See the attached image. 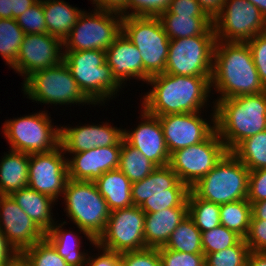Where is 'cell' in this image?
I'll use <instances>...</instances> for the list:
<instances>
[{"instance_id": "cell-38", "label": "cell", "mask_w": 266, "mask_h": 266, "mask_svg": "<svg viewBox=\"0 0 266 266\" xmlns=\"http://www.w3.org/2000/svg\"><path fill=\"white\" fill-rule=\"evenodd\" d=\"M250 248L245 239L242 238L232 247L207 254L205 256L206 266H247Z\"/></svg>"}, {"instance_id": "cell-27", "label": "cell", "mask_w": 266, "mask_h": 266, "mask_svg": "<svg viewBox=\"0 0 266 266\" xmlns=\"http://www.w3.org/2000/svg\"><path fill=\"white\" fill-rule=\"evenodd\" d=\"M159 19L170 40L196 35H215L210 16L177 15L166 10Z\"/></svg>"}, {"instance_id": "cell-44", "label": "cell", "mask_w": 266, "mask_h": 266, "mask_svg": "<svg viewBox=\"0 0 266 266\" xmlns=\"http://www.w3.org/2000/svg\"><path fill=\"white\" fill-rule=\"evenodd\" d=\"M120 266H161L156 248H145L120 254Z\"/></svg>"}, {"instance_id": "cell-21", "label": "cell", "mask_w": 266, "mask_h": 266, "mask_svg": "<svg viewBox=\"0 0 266 266\" xmlns=\"http://www.w3.org/2000/svg\"><path fill=\"white\" fill-rule=\"evenodd\" d=\"M122 140L117 145L95 147L67 158L68 179L95 182L103 173L118 169Z\"/></svg>"}, {"instance_id": "cell-45", "label": "cell", "mask_w": 266, "mask_h": 266, "mask_svg": "<svg viewBox=\"0 0 266 266\" xmlns=\"http://www.w3.org/2000/svg\"><path fill=\"white\" fill-rule=\"evenodd\" d=\"M257 68L260 80L266 88V31L246 41Z\"/></svg>"}, {"instance_id": "cell-28", "label": "cell", "mask_w": 266, "mask_h": 266, "mask_svg": "<svg viewBox=\"0 0 266 266\" xmlns=\"http://www.w3.org/2000/svg\"><path fill=\"white\" fill-rule=\"evenodd\" d=\"M95 184L99 193L104 197L111 211L127 208L133 205L131 197L132 182L119 170L103 173Z\"/></svg>"}, {"instance_id": "cell-10", "label": "cell", "mask_w": 266, "mask_h": 266, "mask_svg": "<svg viewBox=\"0 0 266 266\" xmlns=\"http://www.w3.org/2000/svg\"><path fill=\"white\" fill-rule=\"evenodd\" d=\"M86 12L83 10L77 23L63 40V51H106L122 32V15L97 9Z\"/></svg>"}, {"instance_id": "cell-51", "label": "cell", "mask_w": 266, "mask_h": 266, "mask_svg": "<svg viewBox=\"0 0 266 266\" xmlns=\"http://www.w3.org/2000/svg\"><path fill=\"white\" fill-rule=\"evenodd\" d=\"M17 254L0 229V266H6Z\"/></svg>"}, {"instance_id": "cell-25", "label": "cell", "mask_w": 266, "mask_h": 266, "mask_svg": "<svg viewBox=\"0 0 266 266\" xmlns=\"http://www.w3.org/2000/svg\"><path fill=\"white\" fill-rule=\"evenodd\" d=\"M11 196L44 233H47L56 223L51 211L58 200L55 201L50 196L39 193L28 186L13 192Z\"/></svg>"}, {"instance_id": "cell-52", "label": "cell", "mask_w": 266, "mask_h": 266, "mask_svg": "<svg viewBox=\"0 0 266 266\" xmlns=\"http://www.w3.org/2000/svg\"><path fill=\"white\" fill-rule=\"evenodd\" d=\"M39 0H11L12 18L15 19Z\"/></svg>"}, {"instance_id": "cell-8", "label": "cell", "mask_w": 266, "mask_h": 266, "mask_svg": "<svg viewBox=\"0 0 266 266\" xmlns=\"http://www.w3.org/2000/svg\"><path fill=\"white\" fill-rule=\"evenodd\" d=\"M122 32L142 56L145 83L150 77L164 73L170 39L159 17H123Z\"/></svg>"}, {"instance_id": "cell-56", "label": "cell", "mask_w": 266, "mask_h": 266, "mask_svg": "<svg viewBox=\"0 0 266 266\" xmlns=\"http://www.w3.org/2000/svg\"><path fill=\"white\" fill-rule=\"evenodd\" d=\"M11 0H0V19H11Z\"/></svg>"}, {"instance_id": "cell-17", "label": "cell", "mask_w": 266, "mask_h": 266, "mask_svg": "<svg viewBox=\"0 0 266 266\" xmlns=\"http://www.w3.org/2000/svg\"><path fill=\"white\" fill-rule=\"evenodd\" d=\"M63 41L48 33L25 34L12 69L25 80L32 73L63 61ZM24 76V77H23Z\"/></svg>"}, {"instance_id": "cell-58", "label": "cell", "mask_w": 266, "mask_h": 266, "mask_svg": "<svg viewBox=\"0 0 266 266\" xmlns=\"http://www.w3.org/2000/svg\"><path fill=\"white\" fill-rule=\"evenodd\" d=\"M256 6L266 18V0H246Z\"/></svg>"}, {"instance_id": "cell-36", "label": "cell", "mask_w": 266, "mask_h": 266, "mask_svg": "<svg viewBox=\"0 0 266 266\" xmlns=\"http://www.w3.org/2000/svg\"><path fill=\"white\" fill-rule=\"evenodd\" d=\"M24 35L16 19H0V55L9 67L16 62Z\"/></svg>"}, {"instance_id": "cell-4", "label": "cell", "mask_w": 266, "mask_h": 266, "mask_svg": "<svg viewBox=\"0 0 266 266\" xmlns=\"http://www.w3.org/2000/svg\"><path fill=\"white\" fill-rule=\"evenodd\" d=\"M66 216L93 246L104 232L110 210L92 181L68 179L62 195Z\"/></svg>"}, {"instance_id": "cell-22", "label": "cell", "mask_w": 266, "mask_h": 266, "mask_svg": "<svg viewBox=\"0 0 266 266\" xmlns=\"http://www.w3.org/2000/svg\"><path fill=\"white\" fill-rule=\"evenodd\" d=\"M105 54L106 63L111 68L112 75L122 88L128 80L130 81L133 78L145 82L142 56L138 48L123 32L116 37L115 41L105 51Z\"/></svg>"}, {"instance_id": "cell-46", "label": "cell", "mask_w": 266, "mask_h": 266, "mask_svg": "<svg viewBox=\"0 0 266 266\" xmlns=\"http://www.w3.org/2000/svg\"><path fill=\"white\" fill-rule=\"evenodd\" d=\"M244 239L251 251L266 252V220H257L252 216Z\"/></svg>"}, {"instance_id": "cell-20", "label": "cell", "mask_w": 266, "mask_h": 266, "mask_svg": "<svg viewBox=\"0 0 266 266\" xmlns=\"http://www.w3.org/2000/svg\"><path fill=\"white\" fill-rule=\"evenodd\" d=\"M141 122L134 130L123 131L124 140L140 151L157 167L169 165L170 153L166 147L164 133L157 116L141 108Z\"/></svg>"}, {"instance_id": "cell-1", "label": "cell", "mask_w": 266, "mask_h": 266, "mask_svg": "<svg viewBox=\"0 0 266 266\" xmlns=\"http://www.w3.org/2000/svg\"><path fill=\"white\" fill-rule=\"evenodd\" d=\"M151 85L142 98V108L154 116L201 112L207 107L211 77L180 76L162 73L146 82Z\"/></svg>"}, {"instance_id": "cell-16", "label": "cell", "mask_w": 266, "mask_h": 266, "mask_svg": "<svg viewBox=\"0 0 266 266\" xmlns=\"http://www.w3.org/2000/svg\"><path fill=\"white\" fill-rule=\"evenodd\" d=\"M61 145L52 151L29 155L28 187L55 201L68 180L67 157Z\"/></svg>"}, {"instance_id": "cell-48", "label": "cell", "mask_w": 266, "mask_h": 266, "mask_svg": "<svg viewBox=\"0 0 266 266\" xmlns=\"http://www.w3.org/2000/svg\"><path fill=\"white\" fill-rule=\"evenodd\" d=\"M168 11L177 15L209 16L197 0H172Z\"/></svg>"}, {"instance_id": "cell-9", "label": "cell", "mask_w": 266, "mask_h": 266, "mask_svg": "<svg viewBox=\"0 0 266 266\" xmlns=\"http://www.w3.org/2000/svg\"><path fill=\"white\" fill-rule=\"evenodd\" d=\"M50 118L46 111H40L6 120L2 133L9 148L29 155L57 148L60 145V127L52 125Z\"/></svg>"}, {"instance_id": "cell-42", "label": "cell", "mask_w": 266, "mask_h": 266, "mask_svg": "<svg viewBox=\"0 0 266 266\" xmlns=\"http://www.w3.org/2000/svg\"><path fill=\"white\" fill-rule=\"evenodd\" d=\"M171 2L172 0H128L127 17H159L169 9Z\"/></svg>"}, {"instance_id": "cell-31", "label": "cell", "mask_w": 266, "mask_h": 266, "mask_svg": "<svg viewBox=\"0 0 266 266\" xmlns=\"http://www.w3.org/2000/svg\"><path fill=\"white\" fill-rule=\"evenodd\" d=\"M231 153L241 161L249 171L266 168V131L241 141Z\"/></svg>"}, {"instance_id": "cell-43", "label": "cell", "mask_w": 266, "mask_h": 266, "mask_svg": "<svg viewBox=\"0 0 266 266\" xmlns=\"http://www.w3.org/2000/svg\"><path fill=\"white\" fill-rule=\"evenodd\" d=\"M188 194H157L150 195L140 208L145 213L160 212L167 208L188 207Z\"/></svg>"}, {"instance_id": "cell-29", "label": "cell", "mask_w": 266, "mask_h": 266, "mask_svg": "<svg viewBox=\"0 0 266 266\" xmlns=\"http://www.w3.org/2000/svg\"><path fill=\"white\" fill-rule=\"evenodd\" d=\"M45 16L47 33L62 41L68 36L82 9L73 7L64 0H41Z\"/></svg>"}, {"instance_id": "cell-32", "label": "cell", "mask_w": 266, "mask_h": 266, "mask_svg": "<svg viewBox=\"0 0 266 266\" xmlns=\"http://www.w3.org/2000/svg\"><path fill=\"white\" fill-rule=\"evenodd\" d=\"M157 166L140 151L130 146L124 138L118 169L133 183L146 178Z\"/></svg>"}, {"instance_id": "cell-57", "label": "cell", "mask_w": 266, "mask_h": 266, "mask_svg": "<svg viewBox=\"0 0 266 266\" xmlns=\"http://www.w3.org/2000/svg\"><path fill=\"white\" fill-rule=\"evenodd\" d=\"M6 266H30L25 258L18 253Z\"/></svg>"}, {"instance_id": "cell-6", "label": "cell", "mask_w": 266, "mask_h": 266, "mask_svg": "<svg viewBox=\"0 0 266 266\" xmlns=\"http://www.w3.org/2000/svg\"><path fill=\"white\" fill-rule=\"evenodd\" d=\"M249 169L231 152L190 189L204 200L225 204L247 199Z\"/></svg>"}, {"instance_id": "cell-40", "label": "cell", "mask_w": 266, "mask_h": 266, "mask_svg": "<svg viewBox=\"0 0 266 266\" xmlns=\"http://www.w3.org/2000/svg\"><path fill=\"white\" fill-rule=\"evenodd\" d=\"M15 19L25 34L47 33L43 4L41 0Z\"/></svg>"}, {"instance_id": "cell-37", "label": "cell", "mask_w": 266, "mask_h": 266, "mask_svg": "<svg viewBox=\"0 0 266 266\" xmlns=\"http://www.w3.org/2000/svg\"><path fill=\"white\" fill-rule=\"evenodd\" d=\"M20 254L30 266H69L46 238L26 248Z\"/></svg>"}, {"instance_id": "cell-47", "label": "cell", "mask_w": 266, "mask_h": 266, "mask_svg": "<svg viewBox=\"0 0 266 266\" xmlns=\"http://www.w3.org/2000/svg\"><path fill=\"white\" fill-rule=\"evenodd\" d=\"M247 200L250 203L266 200V168L250 171Z\"/></svg>"}, {"instance_id": "cell-23", "label": "cell", "mask_w": 266, "mask_h": 266, "mask_svg": "<svg viewBox=\"0 0 266 266\" xmlns=\"http://www.w3.org/2000/svg\"><path fill=\"white\" fill-rule=\"evenodd\" d=\"M190 188L182 183L169 165L156 167L151 174L132 183L131 197L134 206L140 207L150 195L189 194Z\"/></svg>"}, {"instance_id": "cell-24", "label": "cell", "mask_w": 266, "mask_h": 266, "mask_svg": "<svg viewBox=\"0 0 266 266\" xmlns=\"http://www.w3.org/2000/svg\"><path fill=\"white\" fill-rule=\"evenodd\" d=\"M188 207L145 213L144 239L147 248L164 247L172 232L187 217Z\"/></svg>"}, {"instance_id": "cell-41", "label": "cell", "mask_w": 266, "mask_h": 266, "mask_svg": "<svg viewBox=\"0 0 266 266\" xmlns=\"http://www.w3.org/2000/svg\"><path fill=\"white\" fill-rule=\"evenodd\" d=\"M161 266H206L204 253H187L158 248Z\"/></svg>"}, {"instance_id": "cell-5", "label": "cell", "mask_w": 266, "mask_h": 266, "mask_svg": "<svg viewBox=\"0 0 266 266\" xmlns=\"http://www.w3.org/2000/svg\"><path fill=\"white\" fill-rule=\"evenodd\" d=\"M63 61L84 95L95 105L115 98L121 85L106 63L104 50L63 51Z\"/></svg>"}, {"instance_id": "cell-35", "label": "cell", "mask_w": 266, "mask_h": 266, "mask_svg": "<svg viewBox=\"0 0 266 266\" xmlns=\"http://www.w3.org/2000/svg\"><path fill=\"white\" fill-rule=\"evenodd\" d=\"M164 247L178 252L203 253L201 231L187 215L172 232Z\"/></svg>"}, {"instance_id": "cell-7", "label": "cell", "mask_w": 266, "mask_h": 266, "mask_svg": "<svg viewBox=\"0 0 266 266\" xmlns=\"http://www.w3.org/2000/svg\"><path fill=\"white\" fill-rule=\"evenodd\" d=\"M22 91L32 102L55 105H94L81 91L67 65L62 61L38 70L23 80Z\"/></svg>"}, {"instance_id": "cell-50", "label": "cell", "mask_w": 266, "mask_h": 266, "mask_svg": "<svg viewBox=\"0 0 266 266\" xmlns=\"http://www.w3.org/2000/svg\"><path fill=\"white\" fill-rule=\"evenodd\" d=\"M94 4V9L101 11L114 12L127 17L128 0H91ZM96 4V5H95Z\"/></svg>"}, {"instance_id": "cell-18", "label": "cell", "mask_w": 266, "mask_h": 266, "mask_svg": "<svg viewBox=\"0 0 266 266\" xmlns=\"http://www.w3.org/2000/svg\"><path fill=\"white\" fill-rule=\"evenodd\" d=\"M0 229L18 253L45 238V233L11 195H0Z\"/></svg>"}, {"instance_id": "cell-12", "label": "cell", "mask_w": 266, "mask_h": 266, "mask_svg": "<svg viewBox=\"0 0 266 266\" xmlns=\"http://www.w3.org/2000/svg\"><path fill=\"white\" fill-rule=\"evenodd\" d=\"M216 41L246 42L266 31V18L246 0H224L212 18Z\"/></svg>"}, {"instance_id": "cell-34", "label": "cell", "mask_w": 266, "mask_h": 266, "mask_svg": "<svg viewBox=\"0 0 266 266\" xmlns=\"http://www.w3.org/2000/svg\"><path fill=\"white\" fill-rule=\"evenodd\" d=\"M188 216L201 231H210L220 225V204L199 198L191 189L187 198Z\"/></svg>"}, {"instance_id": "cell-19", "label": "cell", "mask_w": 266, "mask_h": 266, "mask_svg": "<svg viewBox=\"0 0 266 266\" xmlns=\"http://www.w3.org/2000/svg\"><path fill=\"white\" fill-rule=\"evenodd\" d=\"M124 129L114 127L108 122L103 124H86L60 126V145L64 153L71 154L83 152L95 147L117 145L123 137Z\"/></svg>"}, {"instance_id": "cell-39", "label": "cell", "mask_w": 266, "mask_h": 266, "mask_svg": "<svg viewBox=\"0 0 266 266\" xmlns=\"http://www.w3.org/2000/svg\"><path fill=\"white\" fill-rule=\"evenodd\" d=\"M241 239L242 237L240 235L221 224L210 231L201 232L202 247L205 256L232 247Z\"/></svg>"}, {"instance_id": "cell-54", "label": "cell", "mask_w": 266, "mask_h": 266, "mask_svg": "<svg viewBox=\"0 0 266 266\" xmlns=\"http://www.w3.org/2000/svg\"><path fill=\"white\" fill-rule=\"evenodd\" d=\"M247 266H266V252L250 251Z\"/></svg>"}, {"instance_id": "cell-49", "label": "cell", "mask_w": 266, "mask_h": 266, "mask_svg": "<svg viewBox=\"0 0 266 266\" xmlns=\"http://www.w3.org/2000/svg\"><path fill=\"white\" fill-rule=\"evenodd\" d=\"M95 248L102 252L96 255L87 256L86 266H120V254L101 248L95 243ZM96 256V257H95Z\"/></svg>"}, {"instance_id": "cell-3", "label": "cell", "mask_w": 266, "mask_h": 266, "mask_svg": "<svg viewBox=\"0 0 266 266\" xmlns=\"http://www.w3.org/2000/svg\"><path fill=\"white\" fill-rule=\"evenodd\" d=\"M214 100L216 132L228 152L246 138L266 131V91Z\"/></svg>"}, {"instance_id": "cell-26", "label": "cell", "mask_w": 266, "mask_h": 266, "mask_svg": "<svg viewBox=\"0 0 266 266\" xmlns=\"http://www.w3.org/2000/svg\"><path fill=\"white\" fill-rule=\"evenodd\" d=\"M7 152L0 160V195H11L28 186L29 154L11 149Z\"/></svg>"}, {"instance_id": "cell-53", "label": "cell", "mask_w": 266, "mask_h": 266, "mask_svg": "<svg viewBox=\"0 0 266 266\" xmlns=\"http://www.w3.org/2000/svg\"><path fill=\"white\" fill-rule=\"evenodd\" d=\"M204 11L213 18L221 9L224 0H197Z\"/></svg>"}, {"instance_id": "cell-2", "label": "cell", "mask_w": 266, "mask_h": 266, "mask_svg": "<svg viewBox=\"0 0 266 266\" xmlns=\"http://www.w3.org/2000/svg\"><path fill=\"white\" fill-rule=\"evenodd\" d=\"M211 88L220 94L217 100L266 91L247 42L216 41Z\"/></svg>"}, {"instance_id": "cell-13", "label": "cell", "mask_w": 266, "mask_h": 266, "mask_svg": "<svg viewBox=\"0 0 266 266\" xmlns=\"http://www.w3.org/2000/svg\"><path fill=\"white\" fill-rule=\"evenodd\" d=\"M228 152L216 130L204 141L170 155L169 166L189 188L209 173Z\"/></svg>"}, {"instance_id": "cell-33", "label": "cell", "mask_w": 266, "mask_h": 266, "mask_svg": "<svg viewBox=\"0 0 266 266\" xmlns=\"http://www.w3.org/2000/svg\"><path fill=\"white\" fill-rule=\"evenodd\" d=\"M252 206L247 199L221 204L220 224L245 238L249 231Z\"/></svg>"}, {"instance_id": "cell-30", "label": "cell", "mask_w": 266, "mask_h": 266, "mask_svg": "<svg viewBox=\"0 0 266 266\" xmlns=\"http://www.w3.org/2000/svg\"><path fill=\"white\" fill-rule=\"evenodd\" d=\"M57 222L45 233V238L69 266H86L88 254L80 249L83 247L81 246L82 236H77L76 232L64 230L66 221L59 224Z\"/></svg>"}, {"instance_id": "cell-14", "label": "cell", "mask_w": 266, "mask_h": 266, "mask_svg": "<svg viewBox=\"0 0 266 266\" xmlns=\"http://www.w3.org/2000/svg\"><path fill=\"white\" fill-rule=\"evenodd\" d=\"M144 224L145 212L138 206L111 211L96 244L119 254L145 249Z\"/></svg>"}, {"instance_id": "cell-55", "label": "cell", "mask_w": 266, "mask_h": 266, "mask_svg": "<svg viewBox=\"0 0 266 266\" xmlns=\"http://www.w3.org/2000/svg\"><path fill=\"white\" fill-rule=\"evenodd\" d=\"M252 216L257 220H266V200L251 203Z\"/></svg>"}, {"instance_id": "cell-15", "label": "cell", "mask_w": 266, "mask_h": 266, "mask_svg": "<svg viewBox=\"0 0 266 266\" xmlns=\"http://www.w3.org/2000/svg\"><path fill=\"white\" fill-rule=\"evenodd\" d=\"M212 109L211 122L203 119L202 111L158 116L170 155L206 140L216 130L214 105Z\"/></svg>"}, {"instance_id": "cell-11", "label": "cell", "mask_w": 266, "mask_h": 266, "mask_svg": "<svg viewBox=\"0 0 266 266\" xmlns=\"http://www.w3.org/2000/svg\"><path fill=\"white\" fill-rule=\"evenodd\" d=\"M215 35H196L170 40L164 73L211 77Z\"/></svg>"}]
</instances>
